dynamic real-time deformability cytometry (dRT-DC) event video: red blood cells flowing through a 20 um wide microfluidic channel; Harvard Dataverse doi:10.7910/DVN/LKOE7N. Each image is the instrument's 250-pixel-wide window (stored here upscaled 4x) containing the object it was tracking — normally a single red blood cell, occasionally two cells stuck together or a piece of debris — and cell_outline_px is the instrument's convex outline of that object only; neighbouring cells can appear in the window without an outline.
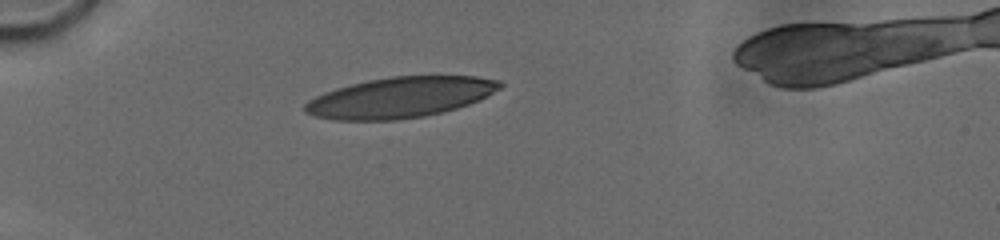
{"species": "human", "species_latin": "Homo sapiens", "temperature_condition": "cold", "stored_images_in_passage": 24, "camera_frame_rate_fps": 3000, "um_per_image_px": 0.085, "donor": {"sex": "male"}, "frame": {"image": 1, "passage_image": 1, "time_ms": 0.0, "image_size_px": [1000, 240], "cell_outline_px": [[504, 84], [500, 88], [468, 104], [444, 112], [424, 116], [396, 120], [332, 120], [316, 116], [304, 112], [304, 104], [308, 100], [324, 92], [336, 88], [368, 80], [392, 76], [476, 76], [500, 80]], "centroid_in_image_um": [33.98, 8.28], "position_along_channel_um": 51.0, "area_um2": 45.95}}
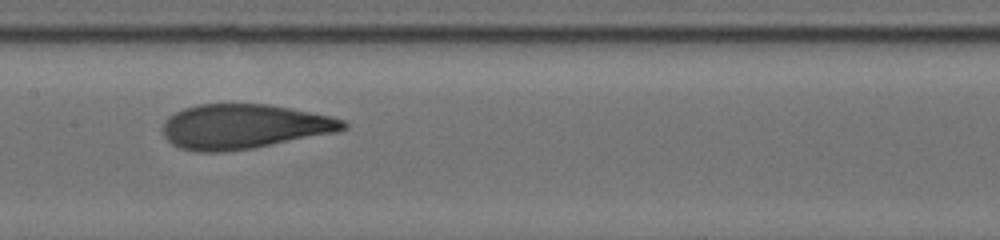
{"frame": {"image": 2, "passage_image": 14, "time_ms": 4.333, "image_size_px": [1000, 240], "cell_outline_px": [[348, 128], [336, 132], [252, 148], [220, 152], [196, 152], [180, 148], [172, 144], [164, 136], [164, 120], [168, 116], [184, 108], [200, 104], [268, 104], [332, 116], [344, 120], [348, 124]], "centroid_in_image_um": [20.73, 10.75], "position_along_channel_um": 186.7, "area_um2": 46.82}}
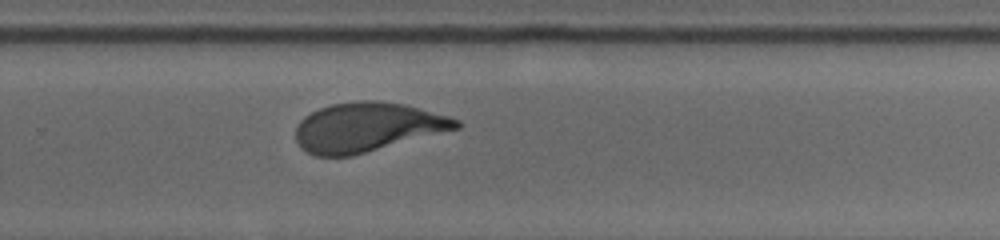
{"frame": {"image": 3, "passage_image": 24, "time_ms": 7.333, "image_size_px": [1000, 240], "cell_outline_px": [[460, 128], [352, 156], [316, 156], [304, 152], [300, 148], [296, 140], [296, 128], [300, 120], [304, 116], [320, 108], [332, 104], [356, 100], [380, 100], [404, 104], [420, 108], [448, 116], [460, 120]], "centroid_in_image_um": [31.19, 10.81], "position_along_channel_um": 298.6, "area_um2": 46.24}}